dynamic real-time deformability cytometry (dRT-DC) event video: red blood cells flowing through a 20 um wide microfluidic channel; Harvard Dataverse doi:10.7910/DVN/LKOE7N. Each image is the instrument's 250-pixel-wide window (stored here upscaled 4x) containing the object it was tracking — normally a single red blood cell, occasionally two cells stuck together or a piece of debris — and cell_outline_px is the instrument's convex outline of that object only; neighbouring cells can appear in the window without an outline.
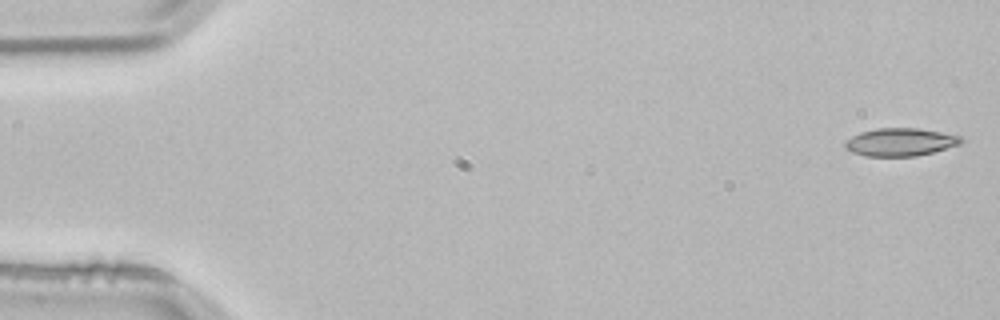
{"species": "common noctule bat (a hibernating species)", "species_latin": "Nyctalus noctula", "temperature_condition": "room temperature", "stored_images_in_passage": 4, "camera_frame_rate_fps": 3000, "um_per_image_px": 0.085, "animal": {"sex": "male", "body_mass_g": 21.5, "forearm_length_mm": 52.0}, "frame": {"image": 1, "passage_image": 1, "time_ms": 0.0, "image_size_px": [1000, 320], "cell_outline_px": [[964, 140], [960, 144], [932, 152], [916, 156], [864, 156], [852, 152], [844, 148], [844, 140], [860, 132], [876, 128], [920, 128], [960, 136]], "centroid_in_image_um": [76.48, 12.07], "position_along_channel_um": 8.5, "area_um2": 18.9}}